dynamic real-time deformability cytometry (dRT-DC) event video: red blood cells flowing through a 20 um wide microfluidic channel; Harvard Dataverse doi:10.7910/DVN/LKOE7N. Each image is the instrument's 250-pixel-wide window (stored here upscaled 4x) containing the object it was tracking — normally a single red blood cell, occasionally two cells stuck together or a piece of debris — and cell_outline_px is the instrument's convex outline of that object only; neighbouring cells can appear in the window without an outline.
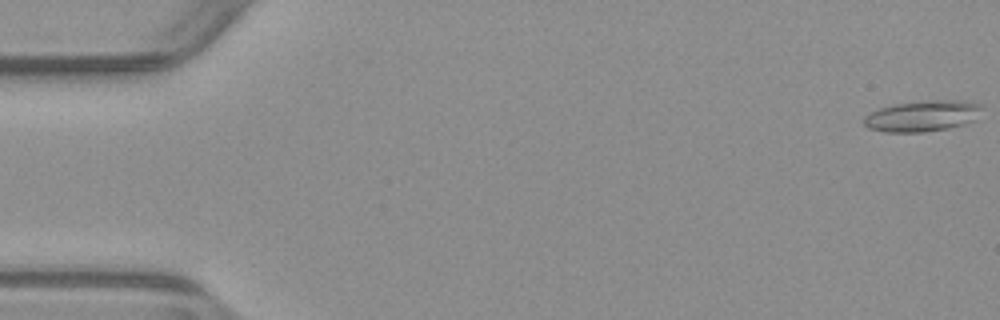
{"species": "common noctule bat (a hibernating species)", "species_latin": "Nyctalus noctula", "temperature_condition": "warm", "stored_images_in_passage": 53, "camera_frame_rate_fps": 3000, "um_per_image_px": 0.085, "animal": {"sex": "male", "body_mass_g": 23.1, "forearm_length_mm": 52.7}, "frame": {"image": 1, "passage_image": 1, "time_ms": 0.0, "image_size_px": [1000, 320], "cell_outline_px": [[984, 104], [976, 120], [964, 124], [948, 128], [924, 132], [884, 132], [868, 128], [864, 124], [864, 116], [880, 108], [896, 104], [936, 100], [964, 100]], "centroid_in_image_um": [78.46, 9.86], "position_along_channel_um": 6.5, "area_um2": 21.33}}
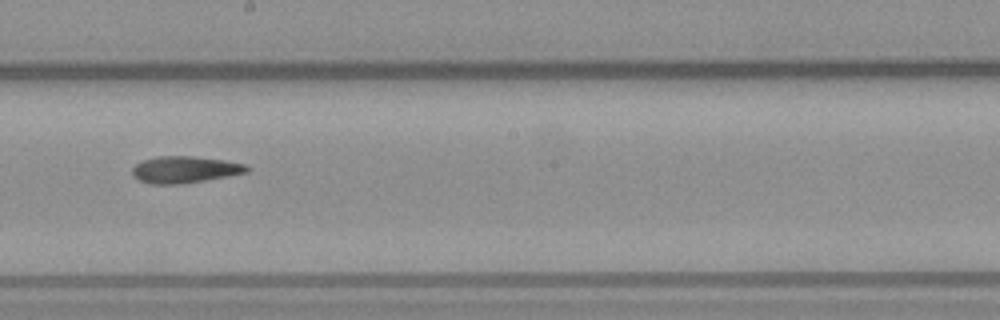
{"frame": {"image": 2, "passage_image": 30, "time_ms": 9.667, "image_size_px": [1000, 320], "cell_outline_px": [[252, 168], [248, 172], [228, 176], [184, 184], [148, 184], [132, 176], [132, 168], [136, 164], [144, 160], [160, 156], [192, 156], [224, 160], [244, 164]], "centroid_in_image_um": [15.71, 14.42], "position_along_channel_um": 232.5, "area_um2": 17.92}}
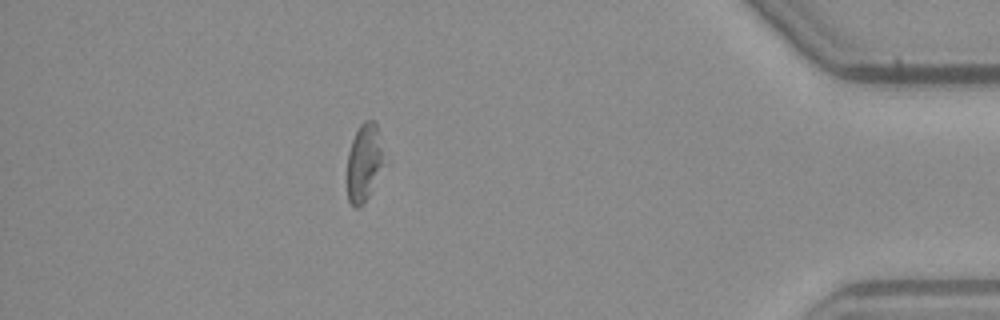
{"frame": {"image": 3, "passage_image": 47, "time_ms": 15.333, "image_size_px": [1000, 320], "cell_outline_px": [[384, 164], [364, 204], [360, 208], [356, 208], [348, 200], [348, 152], [352, 140], [360, 124], [364, 120], [376, 120], [380, 132], [384, 160]], "centroid_in_image_um": [30.97, 13.77], "position_along_channel_um": 404.2, "area_um2": 16.7}}